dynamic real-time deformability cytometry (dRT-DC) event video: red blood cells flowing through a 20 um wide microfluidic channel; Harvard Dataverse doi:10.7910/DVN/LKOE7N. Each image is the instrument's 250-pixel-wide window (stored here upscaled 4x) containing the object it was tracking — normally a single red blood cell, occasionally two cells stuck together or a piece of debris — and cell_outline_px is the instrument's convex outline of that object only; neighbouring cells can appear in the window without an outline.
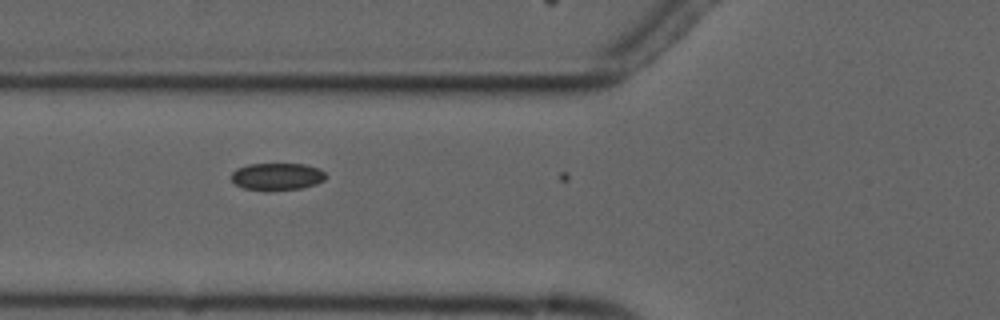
{"species": "common noctule bat (a hibernating species)", "species_latin": "Nyctalus noctula", "temperature_condition": "cold", "stored_images_in_passage": 3, "camera_frame_rate_fps": 3000, "um_per_image_px": 0.085, "animal": {"sex": "male", "forearm_length_mm": 52.5}, "frame": {"image": 1, "passage_image": 3, "time_ms": 2.333, "image_size_px": [1000, 320], "cell_outline_px": [[328, 176], [324, 180], [316, 184], [300, 188], [244, 188], [236, 184], [232, 180], [232, 172], [236, 168], [248, 164], [304, 164], [320, 168]], "centroid_in_image_um": [23.59, 14.95], "position_along_channel_um": 102.2, "area_um2": 14.45}}